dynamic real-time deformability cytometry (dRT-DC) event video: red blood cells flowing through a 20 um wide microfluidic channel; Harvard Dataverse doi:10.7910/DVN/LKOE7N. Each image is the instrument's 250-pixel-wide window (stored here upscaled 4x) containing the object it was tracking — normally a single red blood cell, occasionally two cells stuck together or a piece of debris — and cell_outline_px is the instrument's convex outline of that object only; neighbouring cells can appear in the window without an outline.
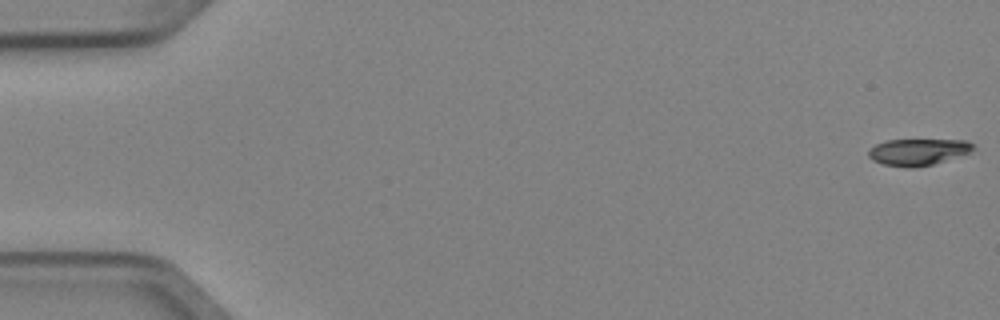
{"species": "Egyptian fruit bat (a non-hibernating species)", "species_latin": "Rousettus aegyptiacus", "temperature_condition": "cold", "stored_images_in_passage": 5, "camera_frame_rate_fps": 3000, "um_per_image_px": 0.085, "animal": {"sex": "female"}, "frame": {"image": 1, "passage_image": 1, "time_ms": 0.0, "image_size_px": [1000, 320], "cell_outline_px": [[976, 148], [968, 152], [932, 164], [912, 168], [904, 168], [884, 164], [872, 160], [868, 156], [868, 152], [876, 144], [888, 140], [968, 140]], "centroid_in_image_um": [78.0, 12.91], "position_along_channel_um": 7.0, "area_um2": 15.95}}
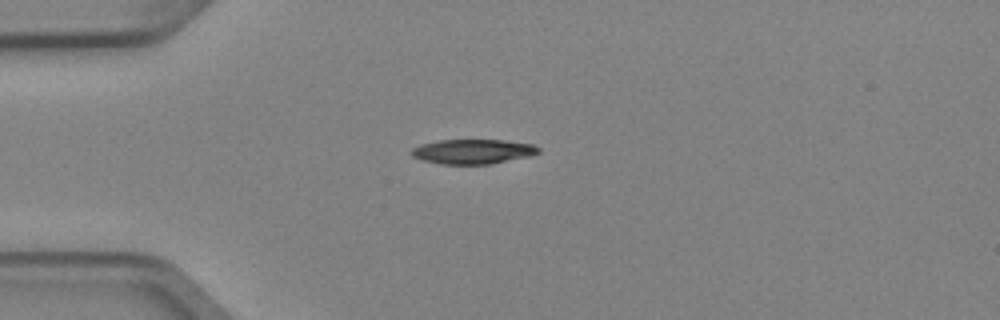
{"frame": {"image": 2, "passage_image": 4, "time_ms": 1.0, "image_size_px": [1000, 320], "cell_outline_px": [[540, 152], [528, 156], [492, 164], [440, 164], [424, 160], [412, 156], [412, 148], [420, 144], [440, 140], [504, 140], [532, 144], [540, 148]], "centroid_in_image_um": [40.2, 12.88], "position_along_channel_um": 44.8, "area_um2": 18.15}}
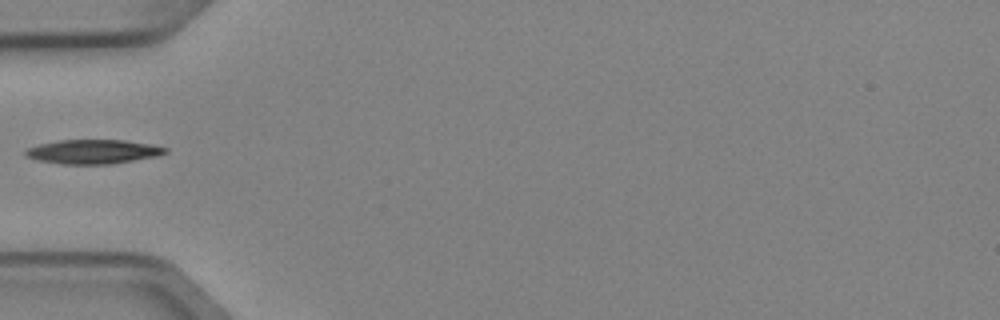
{"frame": {"image": 3, "passage_image": 5, "time_ms": 1.333, "image_size_px": [1000, 320], "cell_outline_px": [[168, 152], [156, 156], [112, 164], [64, 164], [40, 160], [24, 156], [24, 152], [28, 148], [40, 144], [60, 140], [124, 140], [152, 144], [168, 148]], "centroid_in_image_um": [7.94, 12.89], "position_along_channel_um": 77.1, "area_um2": 19.59}}